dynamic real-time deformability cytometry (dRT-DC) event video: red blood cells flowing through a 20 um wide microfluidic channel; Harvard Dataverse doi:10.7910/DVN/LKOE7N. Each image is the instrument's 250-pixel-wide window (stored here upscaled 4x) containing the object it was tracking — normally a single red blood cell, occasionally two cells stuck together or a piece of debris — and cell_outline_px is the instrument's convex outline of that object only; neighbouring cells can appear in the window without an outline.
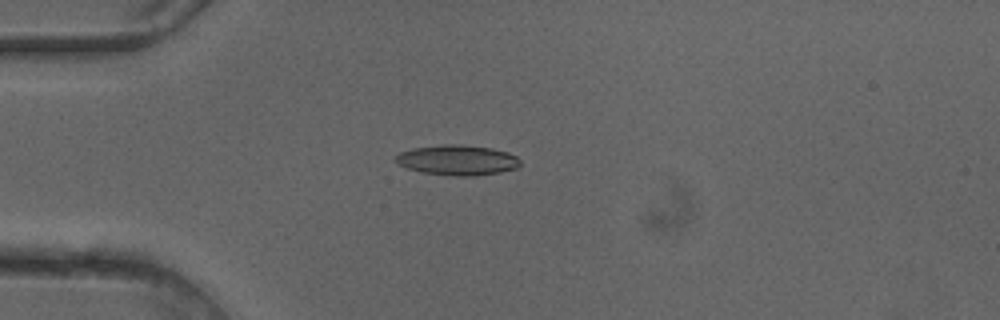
{"species": "common noctule bat (a hibernating species)", "species_latin": "Nyctalus noctula", "temperature_condition": "cold", "stored_images_in_passage": 51, "camera_frame_rate_fps": 3000, "um_per_image_px": 0.085, "animal": {"sex": "female"}, "frame": {"image": 1, "passage_image": 14, "time_ms": 4.333, "image_size_px": [1000, 320], "cell_outline_px": [[520, 164], [516, 168], [500, 172], [476, 176], [452, 176], [420, 172], [404, 168], [396, 160], [396, 156], [400, 152], [412, 148], [444, 144], [460, 144], [492, 148], [508, 152], [516, 156], [520, 160]], "centroid_in_image_um": [38.88, 13.61], "position_along_channel_um": 46.1, "area_um2": 22.08}}
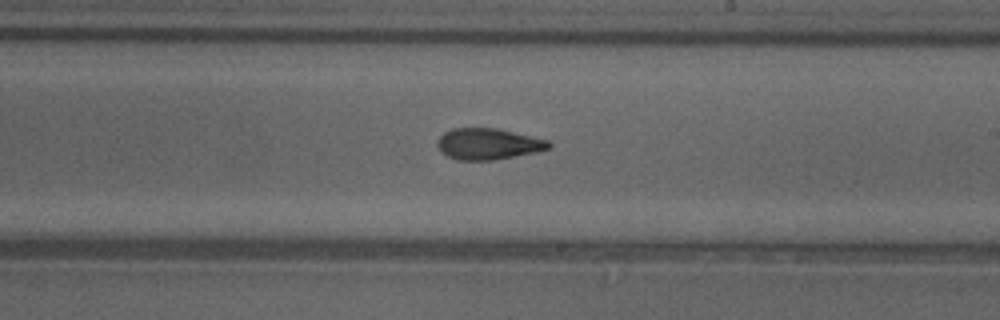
{"frame": {"image": 2, "passage_image": 30, "time_ms": 9.667, "image_size_px": [1000, 320], "cell_outline_px": [[552, 148], [536, 152], [492, 160], [456, 160], [448, 156], [436, 144], [436, 140], [444, 132], [452, 128], [496, 128], [548, 140], [552, 144]], "centroid_in_image_um": [41.5, 12.23], "position_along_channel_um": 247.5, "area_um2": 20.17}}
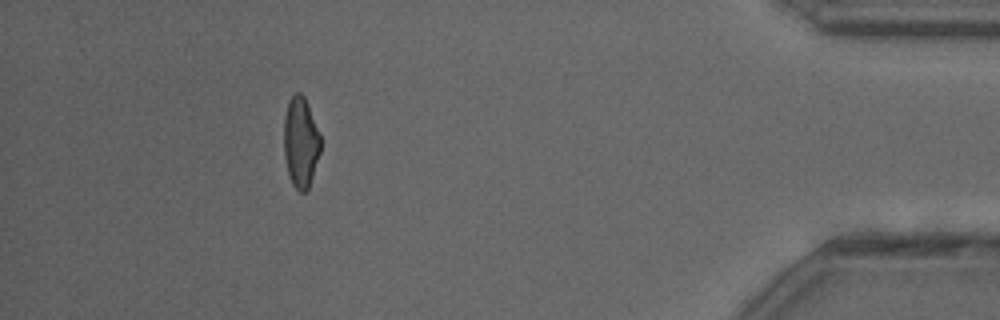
{"frame": {"image": 3, "passage_image": 46, "time_ms": 15.0, "image_size_px": [1000, 320], "cell_outline_px": [[320, 152], [308, 188], [304, 192], [300, 192], [292, 184], [288, 172], [284, 156], [284, 116], [288, 100], [296, 92], [300, 92], [304, 96], [308, 104], [320, 136]], "centroid_in_image_um": [25.54, 12.06], "position_along_channel_um": 409.7, "area_um2": 19.19}, "authors_computed_cell_mechanics": {"area_um2": 20.519, "velocity_mm_per_s": 4.1106, "shape_relaxation_time_tau1_ms": 6.0004, "shape_relaxation_time_tau2_ms": 2.8887, "deformation_change_tau1": 0.1811, "deformation_change_tau2": 0.1092}}